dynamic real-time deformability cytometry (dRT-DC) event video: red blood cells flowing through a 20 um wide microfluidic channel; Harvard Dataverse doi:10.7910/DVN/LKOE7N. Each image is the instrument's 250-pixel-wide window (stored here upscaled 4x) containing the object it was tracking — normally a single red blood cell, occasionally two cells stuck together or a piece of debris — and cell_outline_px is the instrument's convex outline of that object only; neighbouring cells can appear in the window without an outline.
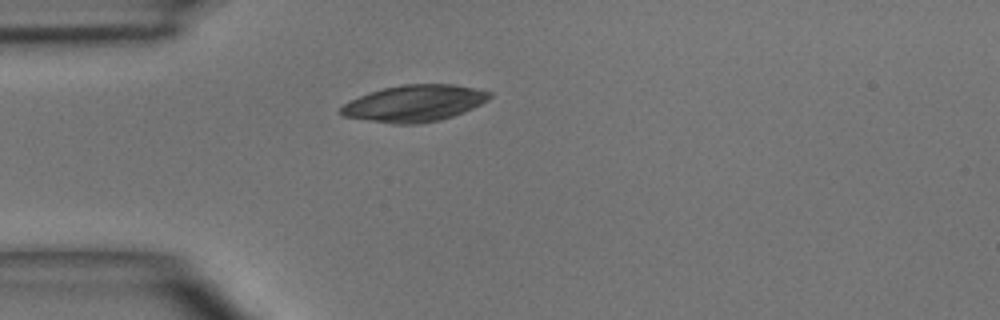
{"species": "common noctule bat (a hibernating species)", "species_latin": "Nyctalus noctula", "temperature_condition": "room temperature", "stored_images_in_passage": 1, "camera_frame_rate_fps": 3000, "um_per_image_px": 0.085, "animal": {"sex": "male", "body_mass_g": 15.6}, "frame": {"image": 1, "passage_image": 1, "time_ms": 0.0, "image_size_px": [1000, 320], "cell_outline_px": [[492, 96], [488, 100], [464, 112], [440, 120], [420, 124], [392, 124], [344, 116], [340, 112], [340, 108], [344, 104], [360, 96], [384, 88], [404, 84], [452, 84], [492, 92]], "centroid_in_image_um": [35.25, 8.79], "position_along_channel_um": 49.7, "area_um2": 31.39}}